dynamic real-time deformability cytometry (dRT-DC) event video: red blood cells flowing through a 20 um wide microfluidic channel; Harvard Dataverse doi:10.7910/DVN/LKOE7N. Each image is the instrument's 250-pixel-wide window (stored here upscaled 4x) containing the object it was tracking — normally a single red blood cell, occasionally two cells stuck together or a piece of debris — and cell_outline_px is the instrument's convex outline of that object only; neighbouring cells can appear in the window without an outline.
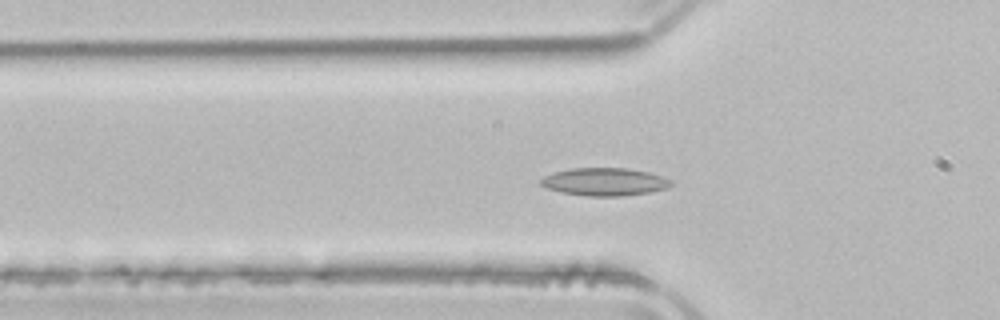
{"species": "common noctule bat (a hibernating species)", "species_latin": "Nyctalus noctula", "temperature_condition": "room temperature", "stored_images_in_passage": 52, "camera_frame_rate_fps": 3000, "um_per_image_px": 0.085, "animal": {"sex": "male", "body_mass_g": 21.5, "forearm_length_mm": 52.0}, "frame": {"image": 1, "passage_image": 16, "time_ms": 5.0, "image_size_px": [1000, 320], "cell_outline_px": [[672, 184], [668, 188], [652, 192], [620, 196], [588, 196], [560, 192], [548, 188], [540, 184], [540, 180], [544, 176], [556, 172], [572, 168], [628, 168], [648, 172], [664, 176], [672, 180]], "centroid_in_image_um": [51.44, 15.45], "position_along_channel_um": 74.4, "area_um2": 21.15}}
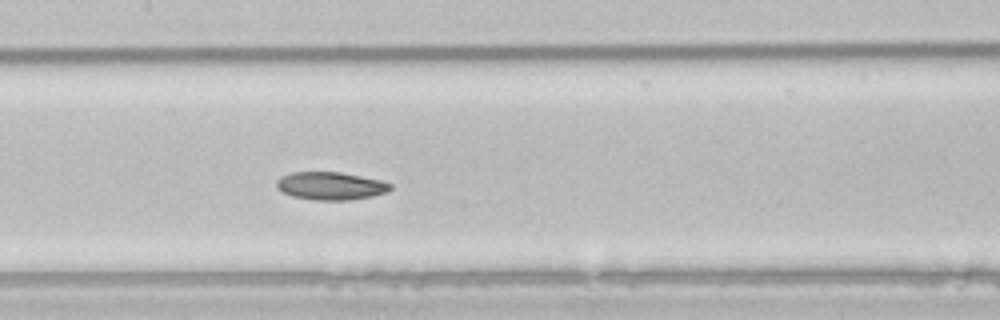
{"frame": {"image": 2, "passage_image": 24, "time_ms": 7.667, "image_size_px": [1000, 320], "cell_outline_px": [[392, 188], [388, 192], [372, 196], [348, 200], [316, 200], [292, 196], [276, 188], [276, 180], [280, 176], [292, 172], [340, 172], [380, 180], [392, 184]], "centroid_in_image_um": [28.09, 15.8], "position_along_channel_um": 179.3, "area_um2": 18.5}}
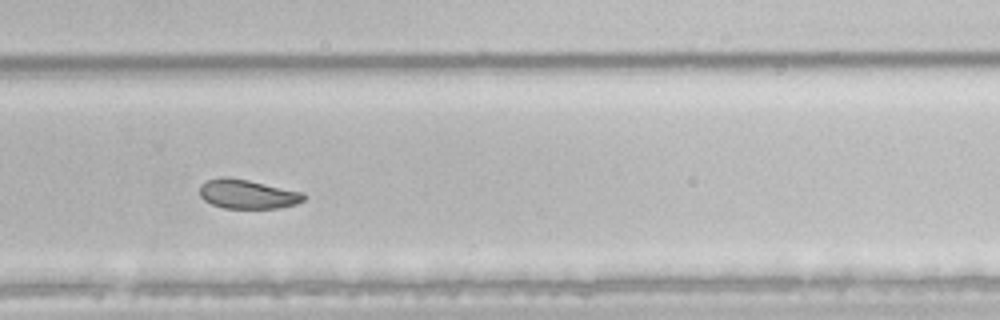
{"frame": {"image": 3, "passage_image": 34, "time_ms": 11.0, "image_size_px": [1000, 320], "cell_outline_px": [[308, 196], [304, 200], [296, 204], [280, 208], [224, 208], [212, 204], [204, 200], [200, 196], [200, 184], [204, 180], [220, 176], [228, 176], [248, 180], [304, 192]], "centroid_in_image_um": [21.04, 16.48], "position_along_channel_um": 308.8, "area_um2": 18.03}, "authors_computed_cell_mechanics": {"area_um2": 20.4612, "velocity_mm_per_s": 3.8998, "shape_relaxation_time_tau1_ms": null, "shape_relaxation_time_tau2_ms": 6.2893, "deformation_change_tau1": null, "deformation_change_tau2": 0.1055}}